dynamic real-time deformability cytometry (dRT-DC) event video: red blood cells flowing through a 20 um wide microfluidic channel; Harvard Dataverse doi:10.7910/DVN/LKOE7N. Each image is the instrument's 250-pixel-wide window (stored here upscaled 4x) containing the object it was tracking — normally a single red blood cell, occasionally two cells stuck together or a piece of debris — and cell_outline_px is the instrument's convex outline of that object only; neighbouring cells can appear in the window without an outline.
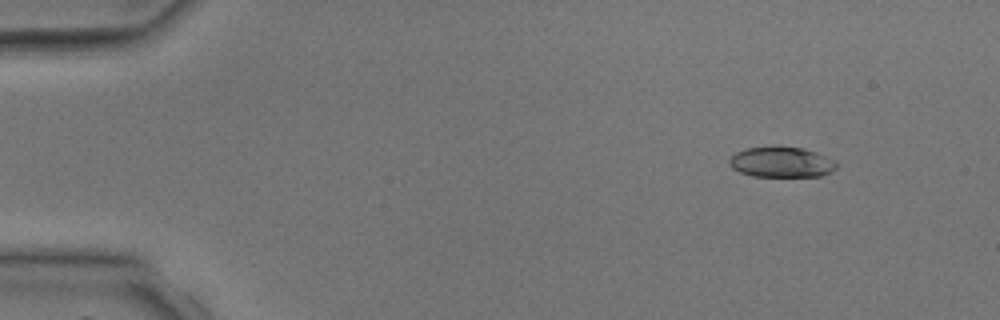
{"species": "common noctule bat (a hibernating species)", "species_latin": "Nyctalus noctula", "temperature_condition": "room temperature", "stored_images_in_passage": 4, "camera_frame_rate_fps": 3000, "um_per_image_px": 0.085, "animal": {"sex": "male", "body_mass_g": 17.9, "forearm_length_mm": 54.2}, "frame": {"image": 1, "passage_image": 2, "time_ms": 1.333, "image_size_px": [1000, 320], "cell_outline_px": [[840, 164], [832, 172], [820, 176], [752, 176], [740, 172], [732, 168], [728, 164], [728, 160], [736, 152], [744, 148], [800, 148], [816, 152], [836, 160]], "centroid_in_image_um": [66.45, 13.8], "position_along_channel_um": 18.5, "area_um2": 18.84}}
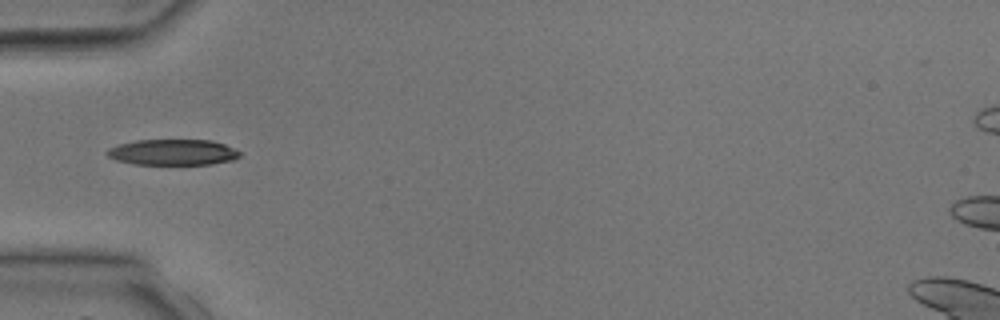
{"frame": {"image": 2, "passage_image": 4, "time_ms": 4.333, "image_size_px": [1000, 320], "cell_outline_px": [[240, 156], [236, 160], [212, 164], [132, 164], [116, 160], [108, 156], [104, 152], [108, 148], [120, 144], [136, 140], [212, 140], [224, 144], [240, 152]], "centroid_in_image_um": [14.69, 12.94], "position_along_channel_um": 70.3, "area_um2": 20.06}}